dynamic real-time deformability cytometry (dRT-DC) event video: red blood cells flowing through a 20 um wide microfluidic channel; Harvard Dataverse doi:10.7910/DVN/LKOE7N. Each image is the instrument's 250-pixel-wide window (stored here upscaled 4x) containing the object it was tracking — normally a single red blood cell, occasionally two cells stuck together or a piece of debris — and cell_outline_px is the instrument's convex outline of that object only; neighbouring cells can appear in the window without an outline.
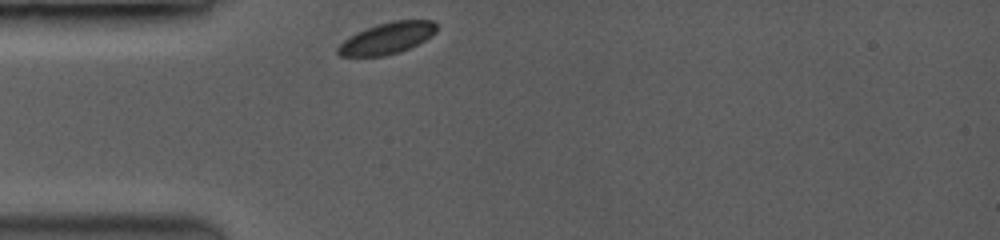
{"species": "common noctule bat (a hibernating species)", "species_latin": "Nyctalus noctula", "temperature_condition": "room temperature", "stored_images_in_passage": 1, "camera_frame_rate_fps": 3500, "um_per_image_px": 0.085, "animal": {"sex": "female", "body_mass_g": 19.0, "forearm_length_mm": 53.3}, "frame": {"image": 1, "passage_image": 1, "time_ms": 0.0, "image_size_px": [1000, 240], "cell_outline_px": [[436, 32], [432, 36], [408, 48], [384, 56], [340, 56], [336, 52], [336, 48], [344, 40], [356, 32], [392, 20], [432, 20], [436, 24]], "centroid_in_image_um": [32.89, 3.24], "position_along_channel_um": 52.1, "area_um2": 17.8}}